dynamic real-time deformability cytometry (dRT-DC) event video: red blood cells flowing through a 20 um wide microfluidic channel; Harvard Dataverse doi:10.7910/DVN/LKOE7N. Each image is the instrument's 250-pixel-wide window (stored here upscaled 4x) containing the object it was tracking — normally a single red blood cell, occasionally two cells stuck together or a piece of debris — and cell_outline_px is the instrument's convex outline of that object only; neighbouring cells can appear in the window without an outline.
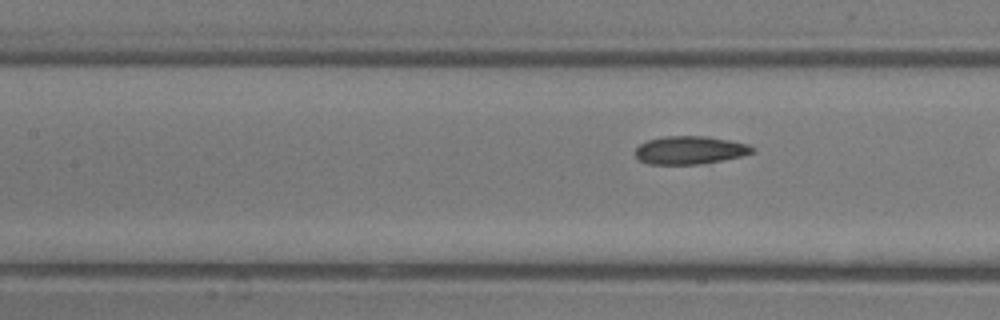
{"species": "common noctule bat (a hibernating species)", "species_latin": "Nyctalus noctula", "temperature_condition": "room temperature", "stored_images_in_passage": 7, "segment_of_instrument_passage": [2, 2], "camera_frame_rate_fps": 3000, "um_per_image_px": 0.085, "animal": {"sex": "male", "body_mass_g": 13.3}, "frame": {"image": 1, "passage_image": 7, "time_ms": 7.0, "image_size_px": [1000, 320], "cell_outline_px": [[756, 152], [740, 156], [700, 164], [648, 164], [640, 160], [636, 156], [636, 148], [640, 144], [648, 140], [664, 136], [708, 136], [748, 144], [756, 148]], "centroid_in_image_um": [58.66, 12.75], "position_along_channel_um": 148.7, "area_um2": 19.07}}